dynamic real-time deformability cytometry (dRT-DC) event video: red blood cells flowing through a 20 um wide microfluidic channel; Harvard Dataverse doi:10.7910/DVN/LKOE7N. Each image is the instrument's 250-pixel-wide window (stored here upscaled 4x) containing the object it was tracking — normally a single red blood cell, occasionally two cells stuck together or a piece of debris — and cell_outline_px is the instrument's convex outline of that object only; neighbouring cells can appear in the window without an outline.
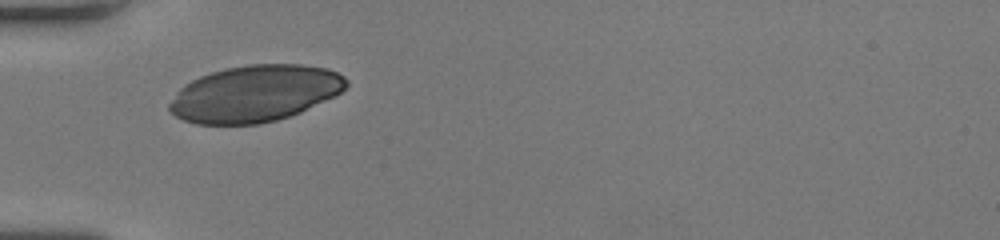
{"species": "human", "species_latin": "Homo sapiens", "temperature_condition": "room temperature", "stored_images_in_passage": 27, "camera_frame_rate_fps": 3000, "um_per_image_px": 0.085, "donor": {"sex": "female"}, "frame": {"image": 1, "passage_image": 1, "time_ms": 0.0, "image_size_px": [1000, 240], "cell_outline_px": [[348, 84], [340, 92], [300, 112], [276, 120], [260, 124], [196, 124], [184, 120], [176, 116], [168, 108], [168, 104], [176, 92], [184, 84], [200, 76], [224, 68], [248, 64], [300, 64], [328, 68], [344, 76], [348, 80]], "centroid_in_image_um": [21.64, 7.94], "position_along_channel_um": 63.4, "area_um2": 58.09}}